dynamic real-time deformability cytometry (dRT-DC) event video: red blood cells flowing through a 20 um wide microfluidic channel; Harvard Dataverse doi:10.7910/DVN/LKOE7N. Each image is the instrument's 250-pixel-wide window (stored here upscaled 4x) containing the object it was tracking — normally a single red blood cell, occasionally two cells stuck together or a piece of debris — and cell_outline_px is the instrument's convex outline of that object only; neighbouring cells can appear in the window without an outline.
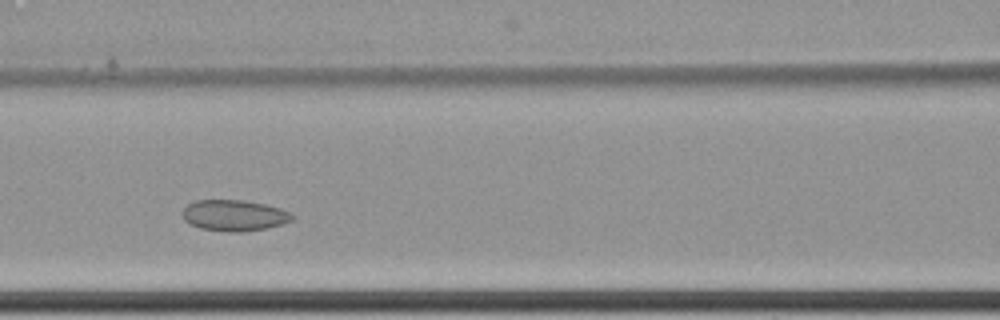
{"species": "common noctule bat (a hibernating species)", "species_latin": "Nyctalus noctula", "temperature_condition": "cold", "stored_images_in_passage": 6, "camera_frame_rate_fps": 3000, "um_per_image_px": 0.085, "animal": {"sex": "female", "body_mass_g": 22.7, "forearm_length_mm": 54.2}, "frame": {"image": 1, "passage_image": 5, "time_ms": 1.333, "image_size_px": [1000, 320], "cell_outline_px": [[292, 220], [284, 224], [268, 228], [240, 232], [228, 232], [200, 228], [184, 220], [180, 212], [188, 204], [196, 200], [244, 200], [264, 204], [280, 208], [288, 212], [292, 216]], "centroid_in_image_um": [19.88, 18.31], "position_along_channel_um": 146.7, "area_um2": 19.88}}
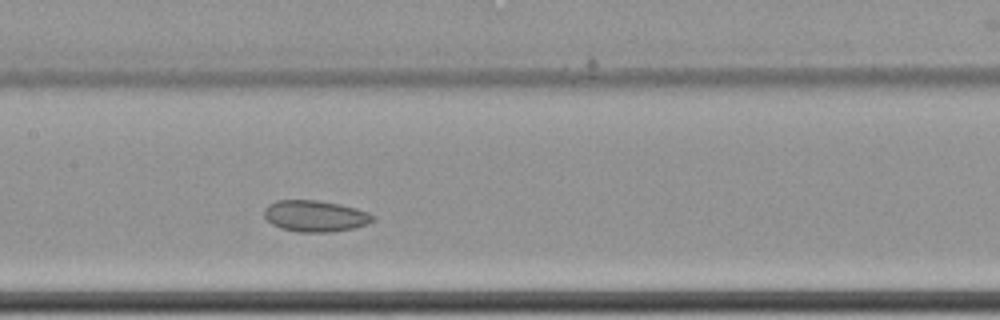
{"frame": {"image": 2, "passage_image": 6, "time_ms": 1.667, "image_size_px": [1000, 320], "cell_outline_px": [[376, 220], [368, 224], [352, 228], [332, 232], [296, 232], [280, 228], [272, 224], [264, 216], [264, 208], [268, 204], [276, 200], [316, 200], [340, 204], [356, 208], [368, 212], [376, 216]], "centroid_in_image_um": [26.8, 18.36], "position_along_channel_um": 180.6, "area_um2": 20.06}}